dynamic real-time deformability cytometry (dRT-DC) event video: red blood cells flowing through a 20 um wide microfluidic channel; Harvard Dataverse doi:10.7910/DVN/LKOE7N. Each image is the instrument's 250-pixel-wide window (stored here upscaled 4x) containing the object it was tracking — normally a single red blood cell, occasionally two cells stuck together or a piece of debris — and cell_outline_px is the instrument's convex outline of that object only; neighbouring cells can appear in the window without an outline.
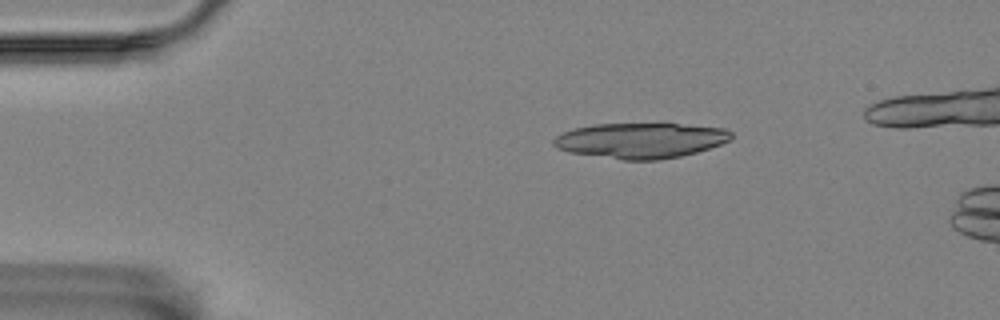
{"species": "Egyptian fruit bat (a non-hibernating species)", "species_latin": "Rousettus aegyptiacus", "temperature_condition": "room temperature", "stored_images_in_passage": 3, "camera_frame_rate_fps": 3000, "um_per_image_px": 0.085, "animal": {"sex": "female"}, "frame": {"image": 1, "passage_image": 1, "time_ms": 0.0, "image_size_px": [1000, 320], "cell_outline_px": [[732, 140], [696, 152], [680, 156], [660, 160], [624, 160], [572, 152], [556, 148], [552, 144], [552, 140], [556, 136], [564, 132], [576, 128], [592, 124], [676, 124], [724, 128], [732, 132]], "centroid_in_image_um": [54.46, 11.94], "position_along_channel_um": 30.5, "area_um2": 36.36}}